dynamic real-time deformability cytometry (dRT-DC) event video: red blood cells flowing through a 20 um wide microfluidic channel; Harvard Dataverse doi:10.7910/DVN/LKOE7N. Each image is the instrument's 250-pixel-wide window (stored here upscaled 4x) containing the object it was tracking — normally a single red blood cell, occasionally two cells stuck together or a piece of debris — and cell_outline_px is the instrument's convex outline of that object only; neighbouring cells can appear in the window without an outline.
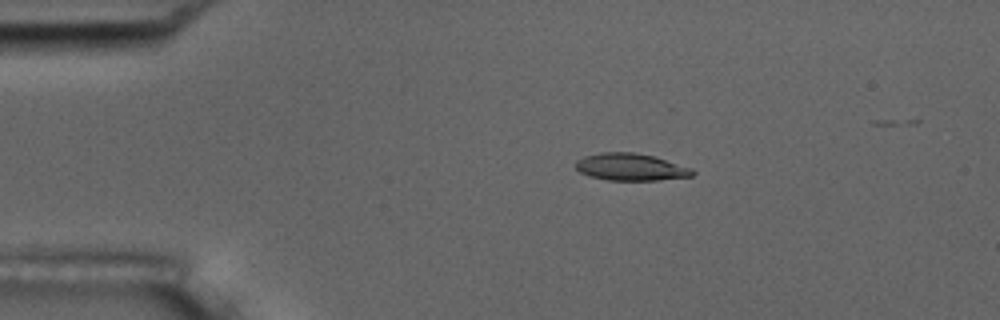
{"species": "common noctule bat (a hibernating species)", "species_latin": "Nyctalus noctula", "temperature_condition": "room temperature", "stored_images_in_passage": 9, "camera_frame_rate_fps": 3000, "um_per_image_px": 0.085, "animal": {"sex": "male", "body_mass_g": 17.5, "forearm_length_mm": 52.3}, "frame": {"image": 1, "passage_image": 1, "time_ms": 0.0, "image_size_px": [1000, 320], "cell_outline_px": [[696, 172], [692, 176], [656, 180], [608, 180], [588, 176], [580, 172], [576, 168], [576, 160], [584, 156], [600, 152], [636, 152], [652, 156], [692, 168]], "centroid_in_image_um": [53.58, 14.19], "position_along_channel_um": 31.4, "area_um2": 18.44}}
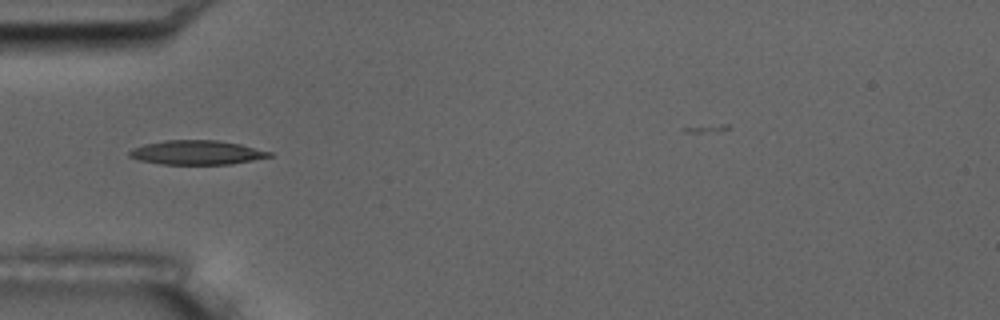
{"frame": {"image": 2, "passage_image": 3, "time_ms": 2.333, "image_size_px": [1000, 320], "cell_outline_px": [[272, 156], [232, 164], [160, 164], [140, 160], [128, 156], [128, 152], [132, 148], [144, 144], [164, 140], [216, 140], [240, 144], [272, 152]], "centroid_in_image_um": [16.7, 12.96], "position_along_channel_um": 68.3, "area_um2": 19.71}}
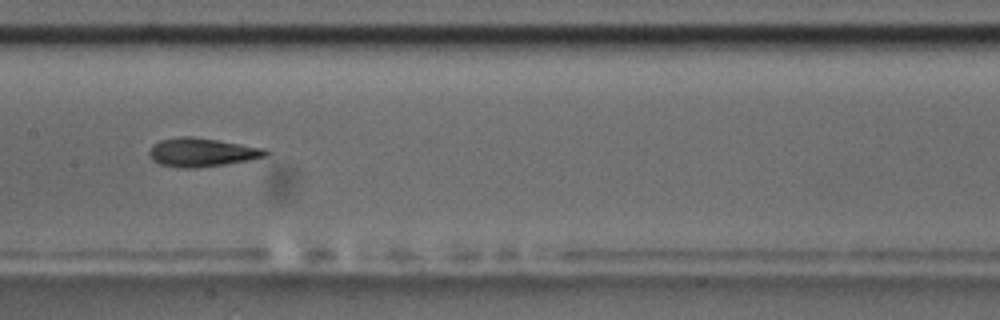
{"frame": {"image": 3, "passage_image": 6, "time_ms": 5.667, "image_size_px": [1000, 320], "cell_outline_px": [[268, 156], [248, 160], [224, 164], [196, 168], [176, 168], [160, 164], [152, 160], [148, 156], [148, 152], [152, 144], [160, 140], [180, 136], [192, 136], [264, 148], [268, 152]], "centroid_in_image_um": [17.09, 12.95], "position_along_channel_um": 190.3, "area_um2": 19.48}}